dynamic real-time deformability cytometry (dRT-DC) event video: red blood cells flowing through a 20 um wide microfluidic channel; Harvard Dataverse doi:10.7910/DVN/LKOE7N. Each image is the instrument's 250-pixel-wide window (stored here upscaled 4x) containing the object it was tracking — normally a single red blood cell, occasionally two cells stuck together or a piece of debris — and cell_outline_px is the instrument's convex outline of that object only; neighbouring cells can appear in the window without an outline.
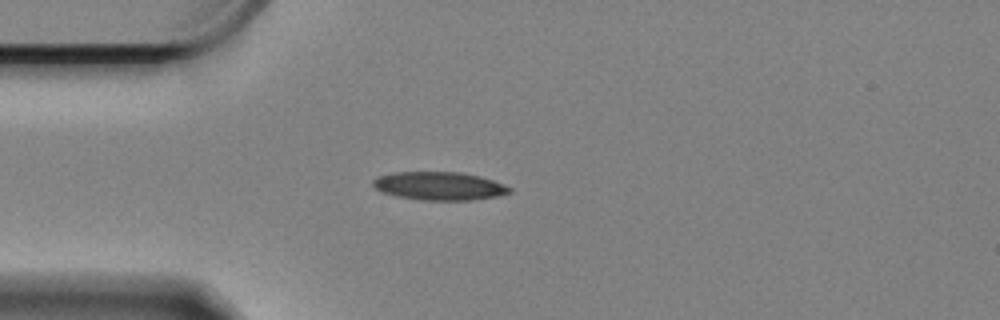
{"species": "Egyptian fruit bat (a non-hibernating species)", "species_latin": "Rousettus aegyptiacus", "temperature_condition": "cold", "stored_images_in_passage": 3, "camera_frame_rate_fps": 3000, "um_per_image_px": 0.085, "animal": {"sex": "female"}, "frame": {"image": 1, "passage_image": 3, "time_ms": 0.667, "image_size_px": [1000, 320], "cell_outline_px": [[512, 192], [496, 196], [472, 200], [424, 200], [396, 196], [380, 192], [372, 184], [372, 180], [376, 176], [392, 172], [460, 172], [480, 176], [492, 180], [512, 188]], "centroid_in_image_um": [37.29, 15.8], "position_along_channel_um": 47.7, "area_um2": 22.54}}